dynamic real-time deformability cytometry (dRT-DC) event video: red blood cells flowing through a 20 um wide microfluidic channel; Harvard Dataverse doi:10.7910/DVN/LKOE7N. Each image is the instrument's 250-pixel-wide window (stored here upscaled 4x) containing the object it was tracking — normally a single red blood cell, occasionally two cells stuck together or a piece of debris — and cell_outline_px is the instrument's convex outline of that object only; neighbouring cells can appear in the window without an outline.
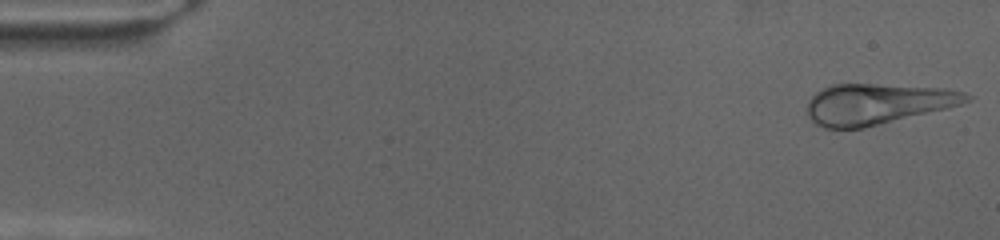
{"species": "human", "species_latin": "Homo sapiens", "temperature_condition": "cold", "stored_images_in_passage": 68, "camera_frame_rate_fps": 3000, "um_per_image_px": 0.085, "donor": {"sex": "female"}, "frame": {"image": 1, "passage_image": 1, "time_ms": 0.0, "image_size_px": [1000, 240], "cell_outline_px": [[972, 96], [968, 100], [960, 104], [948, 108], [864, 128], [824, 128], [816, 124], [808, 116], [808, 100], [816, 92], [832, 84], [872, 84], [944, 88], [964, 92]], "centroid_in_image_um": [74.55, 8.84], "position_along_channel_um": 10.5, "area_um2": 37.57}}
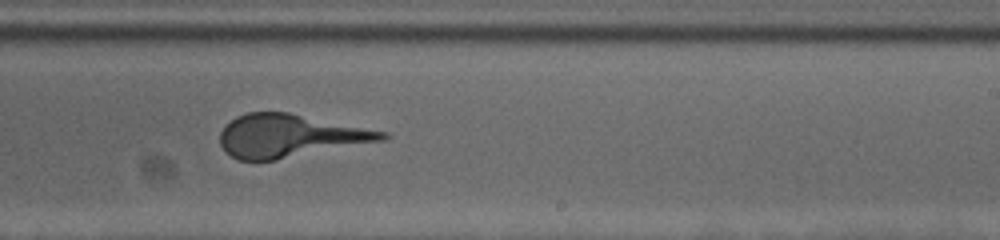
{"frame": {"image": 2, "passage_image": 42, "time_ms": 13.667, "image_size_px": [1000, 240], "cell_outline_px": [[392, 136], [388, 140], [276, 160], [236, 160], [224, 152], [220, 144], [220, 132], [236, 116], [248, 112], [288, 112], [388, 132]], "centroid_in_image_um": [24.67, 11.56], "position_along_channel_um": 264.3, "area_um2": 40.81}}
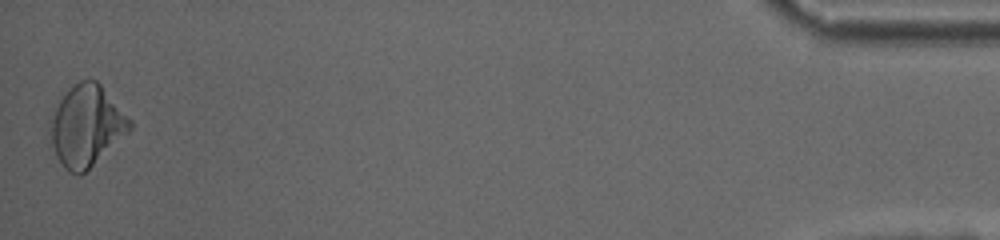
{"frame": {"image": 3, "passage_image": 68, "time_ms": 22.333, "image_size_px": [1000, 240], "cell_outline_px": [[132, 128], [128, 132], [80, 176], [68, 172], [64, 168], [48, 144], [48, 120], [60, 100], [68, 88], [80, 80], [96, 80], [100, 84], [132, 120]], "centroid_in_image_um": [7.28, 10.71], "position_along_channel_um": 427.9, "area_um2": 37.74}}